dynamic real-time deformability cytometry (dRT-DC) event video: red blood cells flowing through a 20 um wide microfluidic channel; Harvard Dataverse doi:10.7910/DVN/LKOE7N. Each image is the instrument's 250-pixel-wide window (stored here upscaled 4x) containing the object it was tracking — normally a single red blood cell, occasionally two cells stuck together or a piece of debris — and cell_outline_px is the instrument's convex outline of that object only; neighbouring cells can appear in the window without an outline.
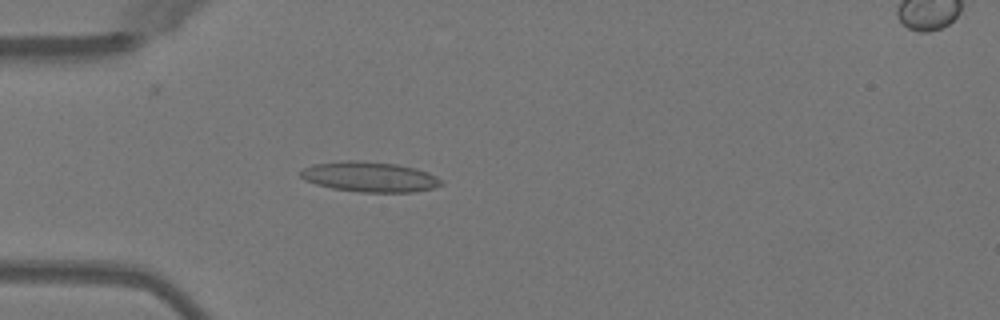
{"species": "Egyptian fruit bat (a non-hibernating species)", "species_latin": "Rousettus aegyptiacus", "temperature_condition": "warm", "stored_images_in_passage": 34, "camera_frame_rate_fps": 3000, "um_per_image_px": 0.085, "animal": {"sex": "female"}, "frame": {"image": 1, "passage_image": 2, "time_ms": 0.333, "image_size_px": [1000, 320], "cell_outline_px": [[444, 184], [432, 188], [412, 192], [360, 192], [332, 188], [316, 184], [304, 180], [300, 176], [300, 172], [304, 168], [312, 164], [348, 160], [356, 160], [396, 164], [416, 168], [428, 172], [444, 180]], "centroid_in_image_um": [31.44, 15.03], "position_along_channel_um": 53.6, "area_um2": 24.8}}
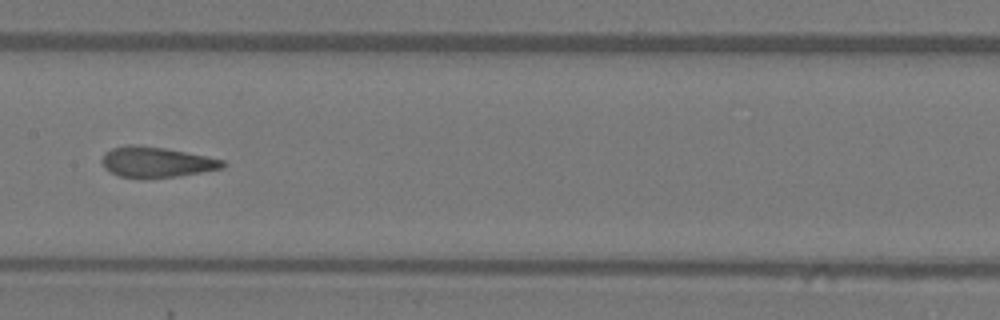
{"frame": {"image": 2, "passage_image": 13, "time_ms": 4.0, "image_size_px": [1000, 320], "cell_outline_px": [[228, 164], [224, 168], [176, 176], [144, 180], [120, 176], [104, 168], [100, 160], [104, 152], [112, 148], [128, 144], [136, 144], [164, 148], [208, 156], [224, 160]], "centroid_in_image_um": [13.27, 13.79], "position_along_channel_um": 194.1, "area_um2": 21.91}}
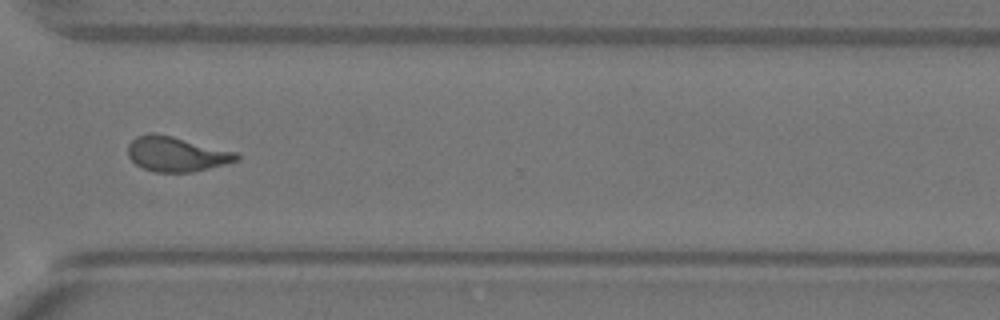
{"frame": {"image": 3, "passage_image": 25, "time_ms": 8.0, "image_size_px": [1000, 320], "cell_outline_px": [[240, 160], [192, 172], [156, 172], [144, 168], [136, 164], [128, 156], [128, 144], [136, 136], [148, 132], [156, 132], [236, 152], [240, 156]], "centroid_in_image_um": [14.97, 13.08], "position_along_channel_um": 355.6, "area_um2": 22.02}, "authors_computed_cell_mechanics": {"area_um2": 21.6461, "velocity_mm_per_s": 4.0504, "shape_relaxation_time_tau1_ms": 7.9348, "shape_relaxation_time_tau2_ms": 1.2549, "deformation_change_tau1": 0.2148, "deformation_change_tau2": 0.0891}}